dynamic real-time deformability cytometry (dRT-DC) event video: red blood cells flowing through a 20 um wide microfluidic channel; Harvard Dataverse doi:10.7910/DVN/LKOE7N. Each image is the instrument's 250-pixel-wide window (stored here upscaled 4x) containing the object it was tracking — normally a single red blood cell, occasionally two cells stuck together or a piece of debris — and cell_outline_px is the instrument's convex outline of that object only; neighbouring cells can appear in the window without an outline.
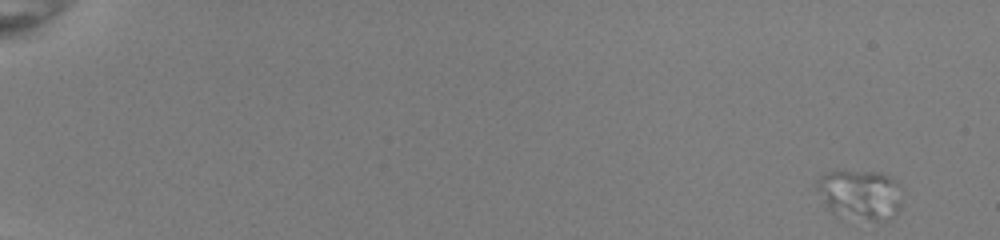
{"species": "common noctule bat (a hibernating species)", "species_latin": "Nyctalus noctula", "temperature_condition": "room temperature", "stored_images_in_passage": 51, "camera_frame_rate_fps": 3000, "um_per_image_px": 0.085, "animal": {"sex": "female", "body_mass_g": 22.0, "forearm_length_mm": 56.7}, "frame": {"image": 1, "passage_image": 1, "time_ms": 0.0, "image_size_px": [1000, 240], "cell_outline_px": [[900, 208], [888, 220], [872, 220], [836, 216], [828, 208], [816, 188], [816, 180], [820, 176], [828, 172], [880, 172], [896, 180], [900, 184]], "centroid_in_image_um": [73.11, 16.55], "position_along_channel_um": 11.9, "area_um2": 24.68}}
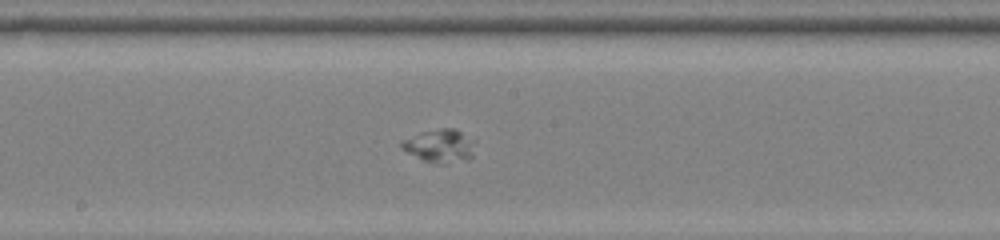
{"frame": {"image": 2, "passage_image": 30, "time_ms": 9.667, "image_size_px": [1000, 240], "cell_outline_px": [[476, 140], [472, 156], [468, 160], [444, 164], [440, 164], [424, 160], [400, 148], [400, 140], [420, 132], [440, 128], [456, 128]], "centroid_in_image_um": [37.42, 12.38], "position_along_channel_um": 210.8, "area_um2": 14.51}}
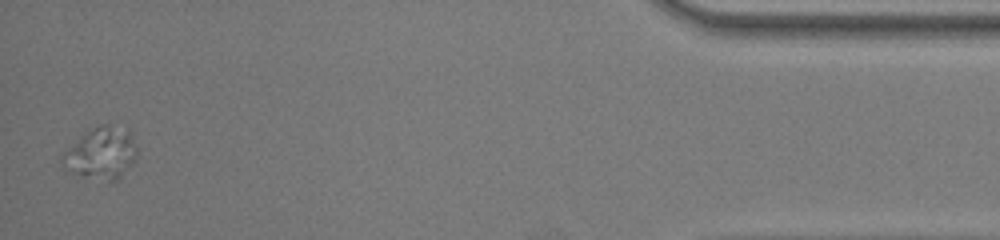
{"frame": {"image": 3, "passage_image": 51, "time_ms": 16.667, "image_size_px": [1000, 240], "cell_outline_px": [[136, 160], [116, 180], [108, 180], [84, 176], [64, 168], [60, 160], [60, 156], [64, 152], [92, 128], [100, 124], [108, 124], [132, 128], [136, 148]], "centroid_in_image_um": [8.66, 12.98], "position_along_channel_um": 426.5, "area_um2": 22.37}}